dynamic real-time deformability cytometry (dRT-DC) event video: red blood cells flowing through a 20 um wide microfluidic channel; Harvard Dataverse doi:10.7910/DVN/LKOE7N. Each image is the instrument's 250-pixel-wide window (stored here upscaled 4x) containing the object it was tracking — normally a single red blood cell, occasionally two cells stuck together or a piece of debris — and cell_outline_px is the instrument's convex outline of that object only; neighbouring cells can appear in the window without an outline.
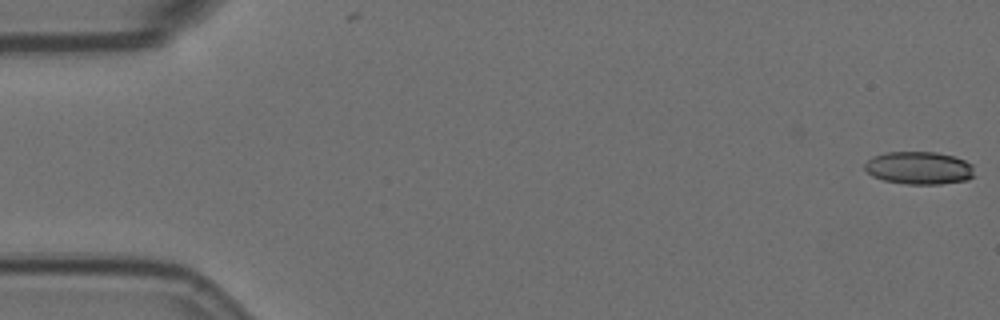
{"species": "Egyptian fruit bat (a non-hibernating species)", "species_latin": "Rousettus aegyptiacus", "temperature_condition": "room temperature", "stored_images_in_passage": 7, "camera_frame_rate_fps": 3000, "um_per_image_px": 0.085, "animal": {"sex": "female"}, "frame": {"image": 1, "passage_image": 1, "time_ms": 0.0, "image_size_px": [1000, 320], "cell_outline_px": [[976, 176], [968, 180], [940, 184], [908, 184], [884, 180], [872, 176], [864, 168], [864, 164], [872, 156], [884, 152], [936, 152], [952, 156], [964, 160], [972, 164]], "centroid_in_image_um": [78.14, 14.28], "position_along_channel_um": 6.9, "area_um2": 21.1}}
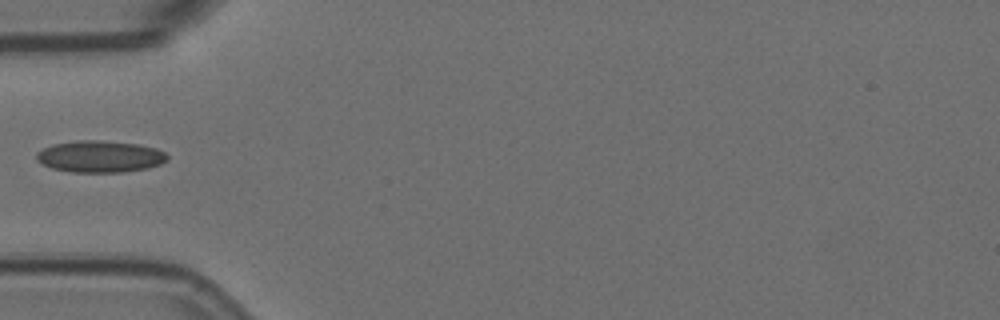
{"frame": {"image": 2, "passage_image": 6, "time_ms": 1.667, "image_size_px": [1000, 320], "cell_outline_px": [[168, 160], [160, 164], [148, 168], [124, 172], [72, 172], [52, 168], [36, 160], [36, 152], [52, 144], [76, 140], [100, 140], [140, 144], [156, 148], [164, 152], [168, 156]], "centroid_in_image_um": [8.51, 13.3], "position_along_channel_um": 76.5, "area_um2": 24.33}}
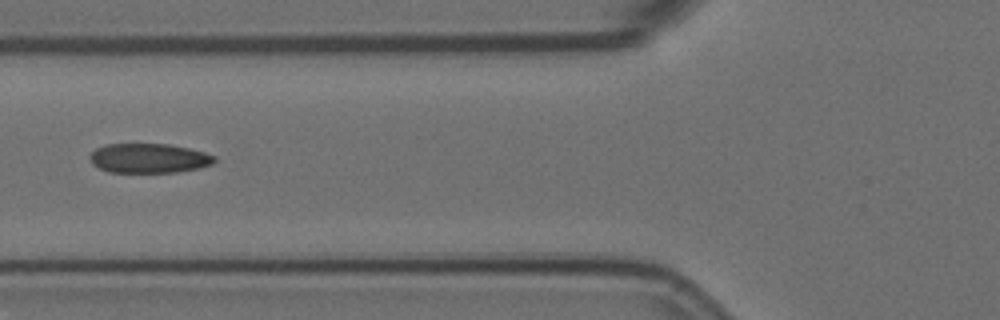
{"frame": {"image": 3, "passage_image": 7, "time_ms": 2.0, "image_size_px": [1000, 320], "cell_outline_px": [[216, 160], [212, 164], [200, 168], [176, 172], [108, 172], [92, 164], [88, 156], [96, 148], [104, 144], [168, 144], [188, 148], [204, 152], [216, 156]], "centroid_in_image_um": [12.65, 13.45], "position_along_channel_um": 113.2, "area_um2": 21.5}}